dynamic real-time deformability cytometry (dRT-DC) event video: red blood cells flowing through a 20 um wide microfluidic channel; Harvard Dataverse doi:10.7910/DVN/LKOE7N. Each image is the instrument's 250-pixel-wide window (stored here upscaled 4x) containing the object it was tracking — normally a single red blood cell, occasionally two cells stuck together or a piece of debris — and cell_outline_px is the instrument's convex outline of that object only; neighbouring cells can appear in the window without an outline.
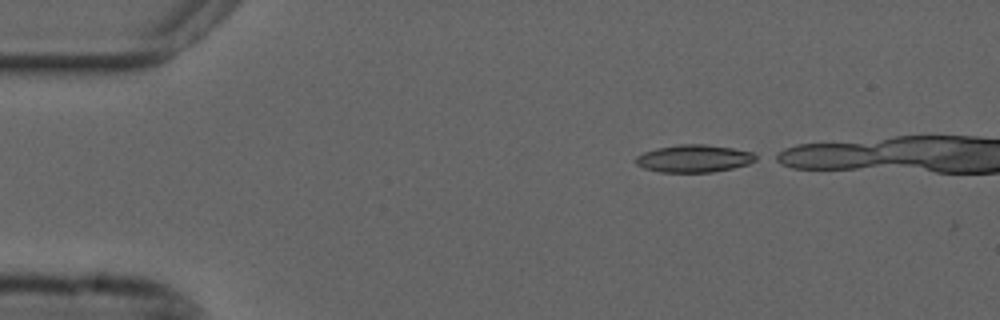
{"species": "common noctule bat (a hibernating species)", "species_latin": "Nyctalus noctula", "temperature_condition": "cold", "stored_images_in_passage": 13, "camera_frame_rate_fps": 3000, "um_per_image_px": 0.085, "animal": {"sex": "male", "forearm_length_mm": 52.5}, "frame": {"image": 1, "passage_image": 1, "time_ms": 0.0, "image_size_px": [1000, 320], "cell_outline_px": [[760, 156], [756, 160], [748, 164], [732, 168], [712, 172], [660, 172], [644, 168], [636, 164], [636, 156], [644, 152], [656, 148], [680, 144], [704, 144], [732, 148], [752, 152]], "centroid_in_image_um": [59.0, 13.47], "position_along_channel_um": 26.0, "area_um2": 19.25}}
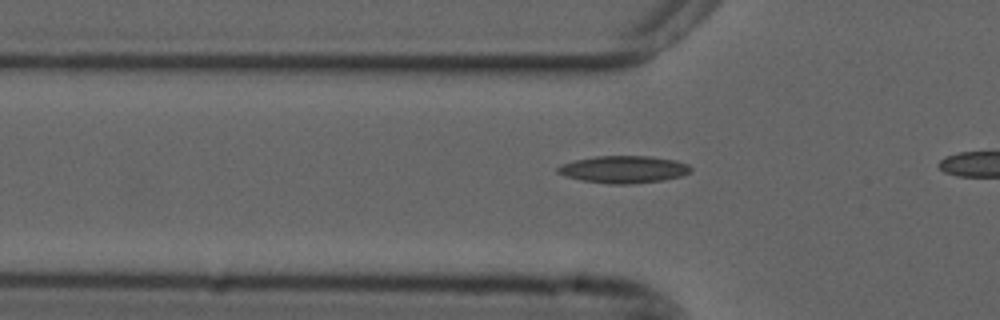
{"frame": {"image": 2, "passage_image": 10, "time_ms": 3.0, "image_size_px": [1000, 320], "cell_outline_px": [[692, 172], [680, 176], [664, 180], [632, 184], [612, 184], [580, 180], [564, 176], [556, 172], [556, 168], [564, 164], [576, 160], [596, 156], [652, 156], [676, 160], [688, 164], [692, 168]], "centroid_in_image_um": [53.04, 14.4], "position_along_channel_um": 72.8, "area_um2": 21.21}}